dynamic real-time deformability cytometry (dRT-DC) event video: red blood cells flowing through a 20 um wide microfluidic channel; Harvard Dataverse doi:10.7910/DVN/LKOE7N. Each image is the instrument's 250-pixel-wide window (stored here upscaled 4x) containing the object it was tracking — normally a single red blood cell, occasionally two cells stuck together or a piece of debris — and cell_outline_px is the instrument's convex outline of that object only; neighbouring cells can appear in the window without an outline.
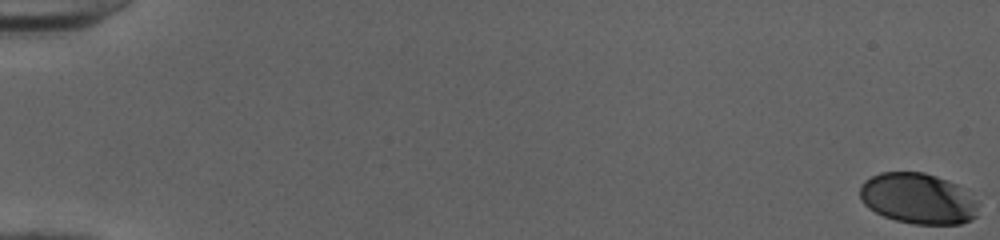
{"species": "human", "species_latin": "Homo sapiens", "temperature_condition": "cold", "stored_images_in_passage": 53, "camera_frame_rate_fps": 3000, "um_per_image_px": 0.085, "donor": {"sex": "female"}, "frame": {"image": 1, "passage_image": 1, "time_ms": 0.0, "image_size_px": [1000, 240], "cell_outline_px": [[976, 216], [960, 224], [912, 224], [896, 220], [884, 216], [868, 208], [860, 200], [860, 184], [864, 180], [880, 172], [924, 172], [948, 180], [956, 184], [976, 200]], "centroid_in_image_um": [77.98, 16.87], "position_along_channel_um": 7.0, "area_um2": 34.91}}
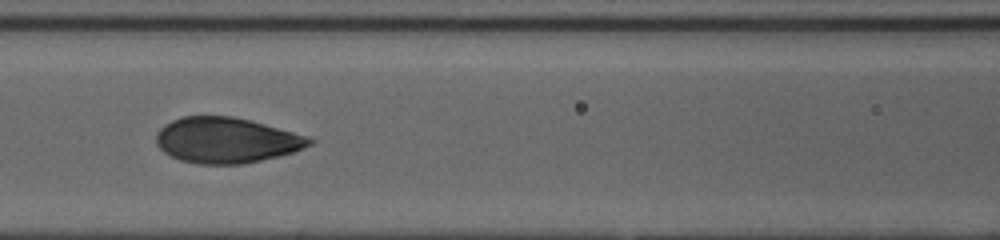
{"frame": {"image": 2, "passage_image": 26, "time_ms": 8.333, "image_size_px": [1000, 240], "cell_outline_px": [[316, 140], [312, 144], [292, 152], [244, 164], [196, 164], [180, 160], [164, 152], [156, 144], [156, 132], [164, 124], [180, 116], [232, 116], [264, 124], [308, 136]], "centroid_in_image_um": [19.2, 11.92], "position_along_channel_um": 147.4, "area_um2": 40.58}}
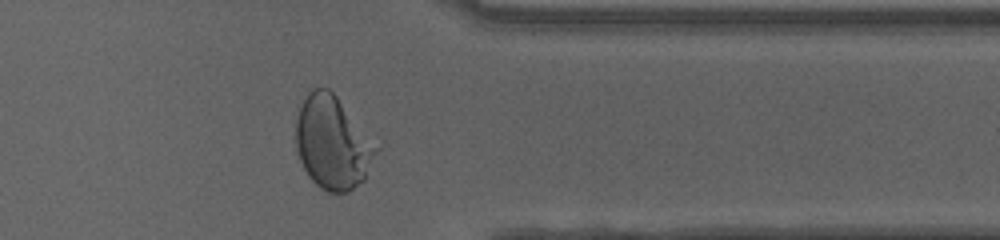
{"frame": {"image": 3, "passage_image": 44, "time_ms": 14.333, "image_size_px": [1000, 240], "cell_outline_px": [[384, 144], [364, 180], [348, 192], [328, 192], [320, 188], [308, 176], [300, 160], [296, 148], [296, 120], [300, 108], [308, 92], [316, 88], [328, 88]], "centroid_in_image_um": [28.38, 12.13], "position_along_channel_um": 383.0, "area_um2": 44.74}, "authors_computed_cell_mechanics": {"area_um2": 39.882, "velocity_mm_per_s": 4.0178, "shape_relaxation_time_tau1_ms": 4.7699, "shape_relaxation_time_tau2_ms": null, "deformation_change_tau1": 0.2236, "deformation_change_tau2": null}}